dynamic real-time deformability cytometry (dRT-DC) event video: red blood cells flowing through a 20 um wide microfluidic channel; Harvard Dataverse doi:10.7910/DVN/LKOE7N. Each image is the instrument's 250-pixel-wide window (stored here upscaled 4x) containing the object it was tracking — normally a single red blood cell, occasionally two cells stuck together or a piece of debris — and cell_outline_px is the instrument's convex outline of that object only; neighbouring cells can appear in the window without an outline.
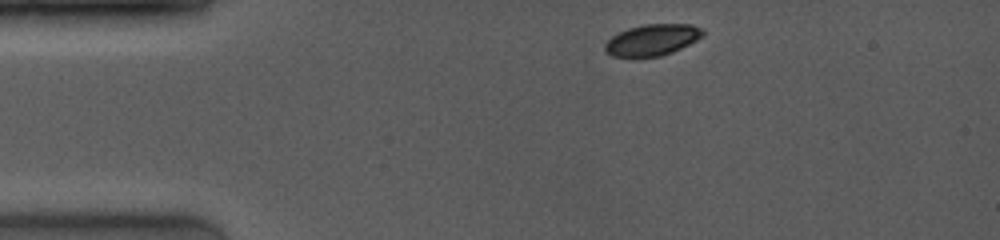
{"species": "common noctule bat (a hibernating species)", "species_latin": "Nyctalus noctula", "temperature_condition": "room temperature", "stored_images_in_passage": 37, "camera_frame_rate_fps": 4000, "um_per_image_px": 0.085, "animal": {"sex": "female", "body_mass_g": 19.0, "forearm_length_mm": 53.3}, "frame": {"image": 1, "passage_image": 1, "time_ms": 0.0, "image_size_px": [1000, 240], "cell_outline_px": [[704, 36], [672, 52], [660, 56], [612, 56], [604, 52], [604, 44], [612, 36], [628, 28], [644, 24], [692, 24], [704, 28]], "centroid_in_image_um": [55.45, 3.37], "position_along_channel_um": 29.5, "area_um2": 17.8}}
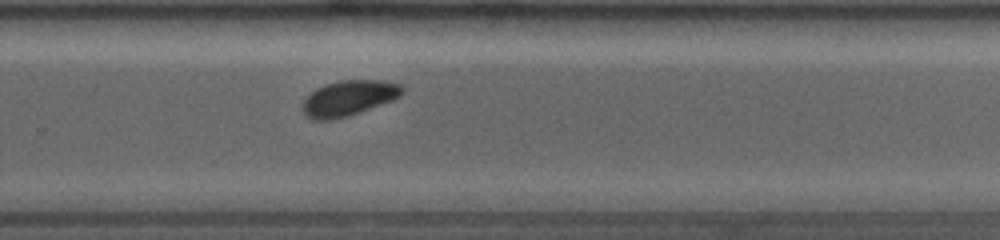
{"frame": {"image": 2, "passage_image": 20, "time_ms": 8.0, "image_size_px": [1000, 240], "cell_outline_px": [[404, 92], [400, 96], [392, 100], [348, 116], [332, 120], [316, 120], [308, 116], [300, 108], [300, 104], [316, 88], [340, 80], [384, 80], [400, 84], [404, 88]], "centroid_in_image_um": [29.64, 8.33], "position_along_channel_um": 300.2, "area_um2": 20.46}}
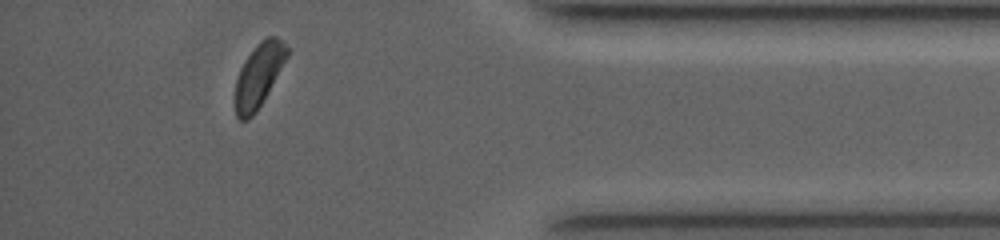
{"frame": {"image": 3, "passage_image": 34, "time_ms": 11.25, "image_size_px": [1000, 240], "cell_outline_px": [[288, 56], [256, 112], [248, 120], [240, 120], [236, 116], [236, 80], [240, 68], [244, 60], [256, 44], [260, 40], [268, 36], [276, 36], [288, 48]], "centroid_in_image_um": [21.98, 6.38], "position_along_channel_um": 413.2, "area_um2": 18.84}, "authors_computed_cell_mechanics": {"area_um2": 20.5768, "velocity_mm_per_s": 4.0746, "shape_relaxation_time_tau1_ms": 1.5361, "shape_relaxation_time_tau2_ms": null, "deformation_change_tau1": 0.0633, "deformation_change_tau2": null}}